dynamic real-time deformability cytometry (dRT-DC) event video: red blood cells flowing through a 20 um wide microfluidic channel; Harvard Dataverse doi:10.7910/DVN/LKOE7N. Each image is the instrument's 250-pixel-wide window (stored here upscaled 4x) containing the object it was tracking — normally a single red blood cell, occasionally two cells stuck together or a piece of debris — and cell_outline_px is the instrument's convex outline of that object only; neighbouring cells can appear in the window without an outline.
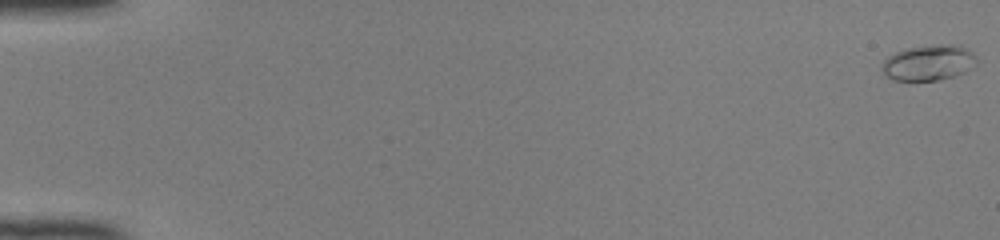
{"species": "common noctule bat (a hibernating species)", "species_latin": "Nyctalus noctula", "temperature_condition": "room temperature", "stored_images_in_passage": 51, "camera_frame_rate_fps": 3000, "um_per_image_px": 0.085, "animal": {"sex": "female", "body_mass_g": 22.0, "forearm_length_mm": 56.7}, "frame": {"image": 1, "passage_image": 1, "time_ms": 0.0, "image_size_px": [1000, 240], "cell_outline_px": [[976, 64], [972, 68], [956, 76], [940, 80], [892, 80], [884, 72], [884, 60], [888, 56], [896, 52], [908, 48], [940, 44], [960, 44], [968, 48], [976, 56]], "centroid_in_image_um": [79.01, 5.32], "position_along_channel_um": 6.0, "area_um2": 19.59}}
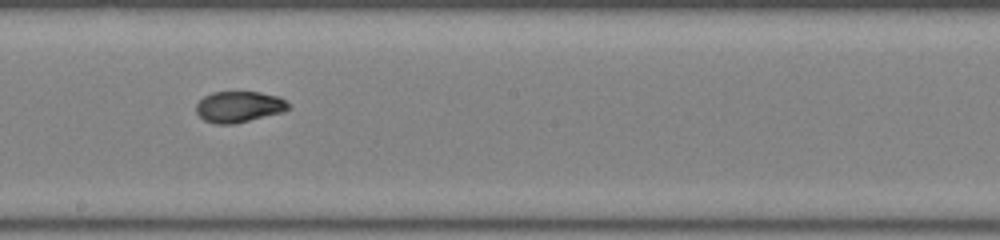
{"frame": {"image": 2, "passage_image": 30, "time_ms": 9.667, "image_size_px": [1000, 240], "cell_outline_px": [[292, 108], [284, 112], [232, 124], [216, 124], [204, 120], [196, 112], [196, 104], [204, 96], [212, 92], [260, 92], [280, 96]], "centroid_in_image_um": [20.33, 9.07], "position_along_channel_um": 227.9, "area_um2": 16.76}}
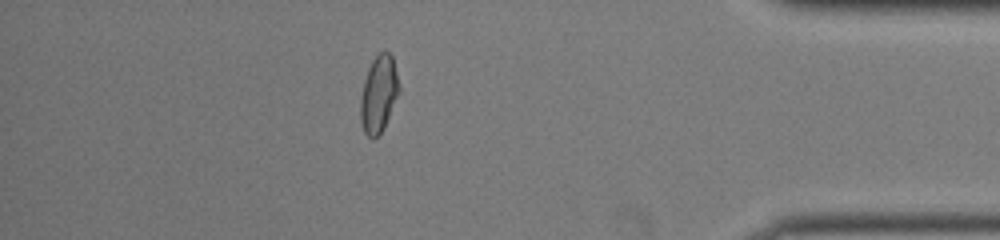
{"frame": {"image": 3, "passage_image": 45, "time_ms": 14.667, "image_size_px": [1000, 240], "cell_outline_px": [[400, 92], [384, 128], [372, 140], [364, 132], [360, 120], [360, 96], [364, 80], [368, 68], [372, 60], [380, 52], [388, 52], [392, 56], [400, 88]], "centroid_in_image_um": [32.18, 8.01], "position_along_channel_um": 403.0, "area_um2": 17.34}, "authors_computed_cell_mechanics": {"area_um2": 17.1666, "velocity_mm_per_s": 4.1338, "shape_relaxation_time_tau1_ms": 4.1945, "shape_relaxation_time_tau2_ms": 1.6428, "deformation_change_tau1": 0.191, "deformation_change_tau2": 0.0538}}